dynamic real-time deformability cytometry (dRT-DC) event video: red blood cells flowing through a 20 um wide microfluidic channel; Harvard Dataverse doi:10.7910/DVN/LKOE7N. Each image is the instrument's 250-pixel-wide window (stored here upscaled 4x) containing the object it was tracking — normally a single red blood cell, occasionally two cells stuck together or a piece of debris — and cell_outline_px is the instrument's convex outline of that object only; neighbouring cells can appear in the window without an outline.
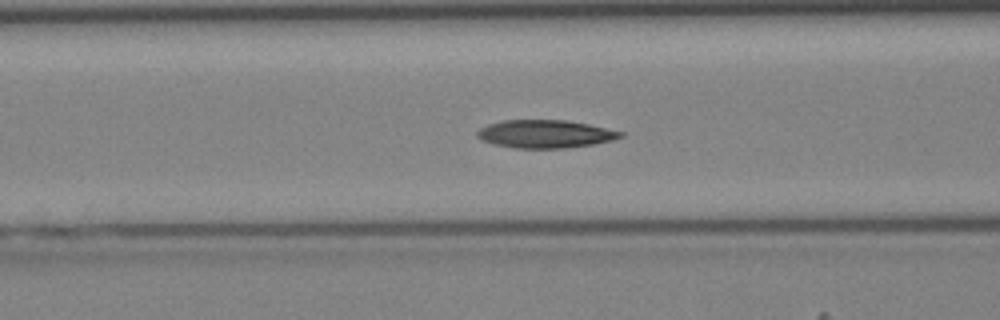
{"species": "Egyptian fruit bat (a non-hibernating species)", "species_latin": "Rousettus aegyptiacus", "temperature_condition": "cold", "stored_images_in_passage": 44, "camera_frame_rate_fps": 3000, "um_per_image_px": 0.085, "animal": {"sex": "female"}, "frame": {"image": 1, "passage_image": 18, "time_ms": 5.667, "image_size_px": [1000, 320], "cell_outline_px": [[624, 136], [612, 140], [592, 144], [568, 148], [512, 148], [496, 144], [484, 140], [476, 136], [476, 132], [480, 128], [488, 124], [500, 120], [568, 120], [588, 124], [624, 132]], "centroid_in_image_um": [46.34, 11.38], "position_along_channel_um": 120.3, "area_um2": 23.35}}
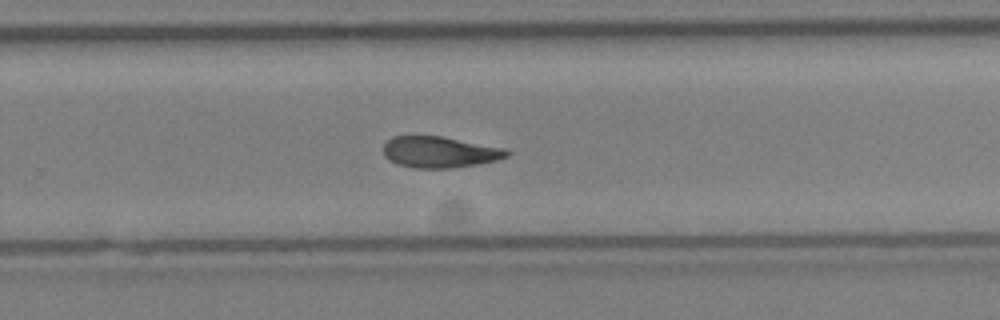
{"frame": {"image": 2, "passage_image": 29, "time_ms": 9.333, "image_size_px": [1000, 320], "cell_outline_px": [[512, 152], [508, 156], [496, 160], [476, 164], [452, 168], [412, 168], [396, 164], [388, 160], [384, 156], [384, 144], [392, 136], [440, 136], [508, 148]], "centroid_in_image_um": [37.38, 12.93], "position_along_channel_um": 292.4, "area_um2": 22.66}}
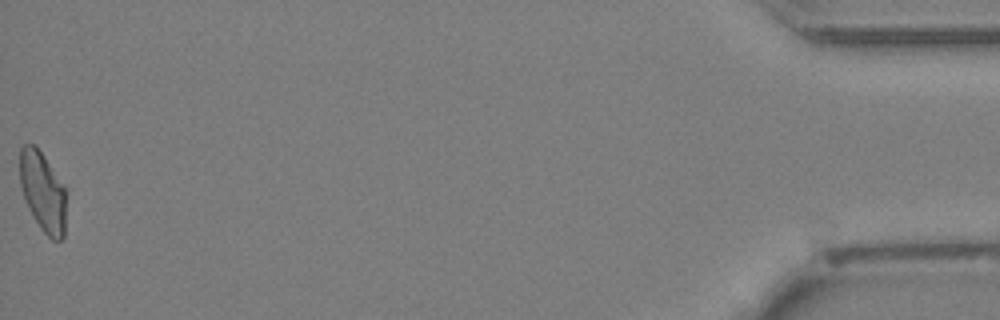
{"frame": {"image": 3, "passage_image": 44, "time_ms": 14.333, "image_size_px": [1000, 320], "cell_outline_px": [[64, 236], [60, 240], [52, 240], [40, 228], [28, 208], [24, 200], [20, 184], [20, 148], [24, 144], [32, 144], [44, 156], [64, 188]], "centroid_in_image_um": [3.59, 16.31], "position_along_channel_um": 431.6, "area_um2": 20.98}}